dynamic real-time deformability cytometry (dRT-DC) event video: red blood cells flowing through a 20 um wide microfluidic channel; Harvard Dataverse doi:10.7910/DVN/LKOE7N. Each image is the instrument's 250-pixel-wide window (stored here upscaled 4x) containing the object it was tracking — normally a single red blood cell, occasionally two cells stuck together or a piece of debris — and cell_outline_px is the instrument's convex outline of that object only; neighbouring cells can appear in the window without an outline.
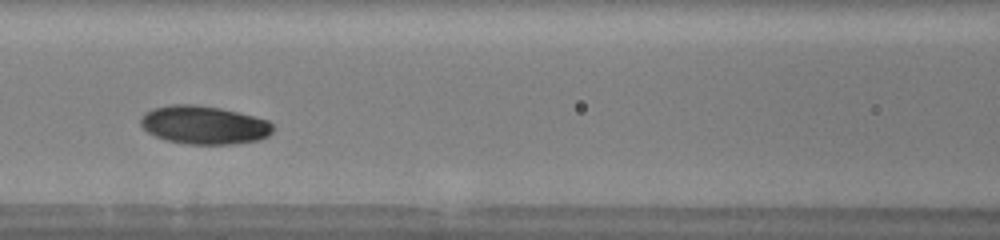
{"species": "human", "species_latin": "Homo sapiens", "temperature_condition": "warm", "stored_images_in_passage": 13, "camera_frame_rate_fps": 3000, "um_per_image_px": 0.085, "donor": {"sex": "male"}, "frame": {"image": 1, "passage_image": 10, "time_ms": 4.333, "image_size_px": [1000, 240], "cell_outline_px": [[272, 132], [268, 136], [260, 140], [232, 144], [188, 144], [164, 140], [148, 132], [140, 124], [140, 116], [144, 112], [152, 108], [172, 104], [196, 104], [220, 108], [268, 120], [272, 124]], "centroid_in_image_um": [17.31, 10.62], "position_along_channel_um": 149.3, "area_um2": 29.65}}